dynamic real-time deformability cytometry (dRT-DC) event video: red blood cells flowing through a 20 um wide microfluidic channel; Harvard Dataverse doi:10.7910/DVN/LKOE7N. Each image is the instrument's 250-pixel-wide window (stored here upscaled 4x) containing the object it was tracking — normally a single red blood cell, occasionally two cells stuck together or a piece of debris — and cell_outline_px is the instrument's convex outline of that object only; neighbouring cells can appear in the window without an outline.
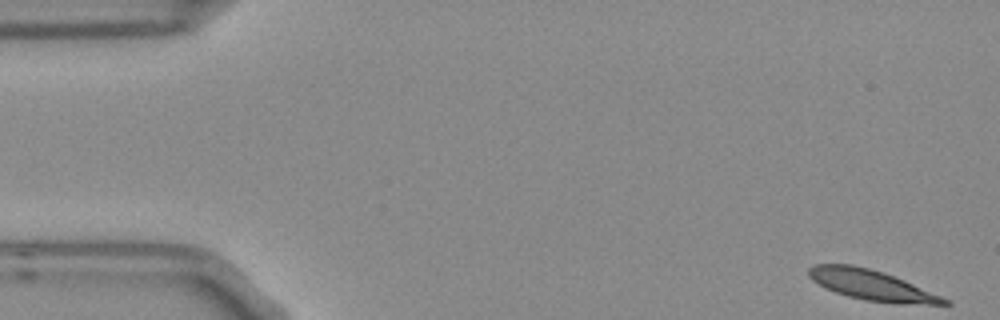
{"species": "Egyptian fruit bat (a non-hibernating species)", "species_latin": "Rousettus aegyptiacus", "temperature_condition": "room temperature", "stored_images_in_passage": 5, "segment_of_instrument_passage": [1, 2], "camera_frame_rate_fps": 3000, "um_per_image_px": 0.085, "frame": {"image": 1, "passage_image": 1, "time_ms": 0.0, "image_size_px": [1000, 320], "cell_outline_px": [[952, 304], [892, 304], [864, 300], [848, 296], [824, 288], [812, 280], [808, 276], [808, 268], [816, 264], [852, 264], [884, 272], [904, 280], [940, 296], [948, 300]], "centroid_in_image_um": [74.04, 24.23], "position_along_channel_um": 11.0, "area_um2": 23.87}}